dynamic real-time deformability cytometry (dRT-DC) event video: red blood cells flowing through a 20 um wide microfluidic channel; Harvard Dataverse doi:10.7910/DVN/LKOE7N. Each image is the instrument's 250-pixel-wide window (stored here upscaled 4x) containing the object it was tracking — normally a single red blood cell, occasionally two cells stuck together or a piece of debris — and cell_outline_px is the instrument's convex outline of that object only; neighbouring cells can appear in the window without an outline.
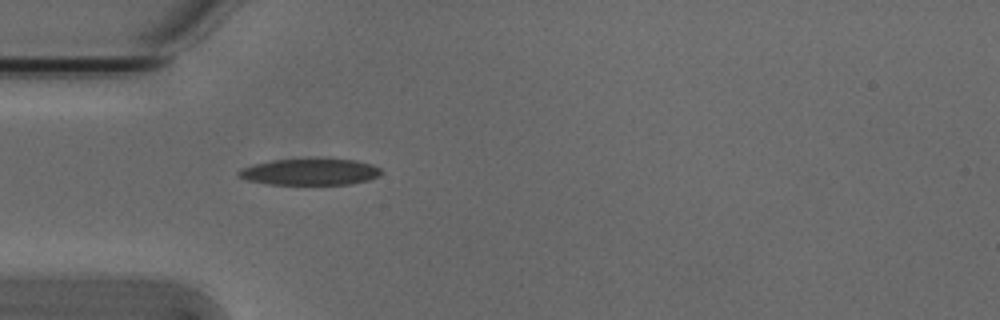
{"species": "Egyptian fruit bat (a non-hibernating species)", "species_latin": "Rousettus aegyptiacus", "temperature_condition": "cold", "stored_images_in_passage": 38, "camera_frame_rate_fps": 3000, "um_per_image_px": 0.085, "animal": {"sex": "male"}, "frame": {"image": 1, "passage_image": 1, "time_ms": 0.0, "image_size_px": [1000, 320], "cell_outline_px": [[384, 172], [380, 176], [368, 180], [348, 184], [268, 184], [248, 180], [240, 176], [236, 172], [240, 168], [272, 160], [316, 156], [356, 160], [372, 164], [380, 168]], "centroid_in_image_um": [26.41, 14.56], "position_along_channel_um": 58.6, "area_um2": 22.77}}
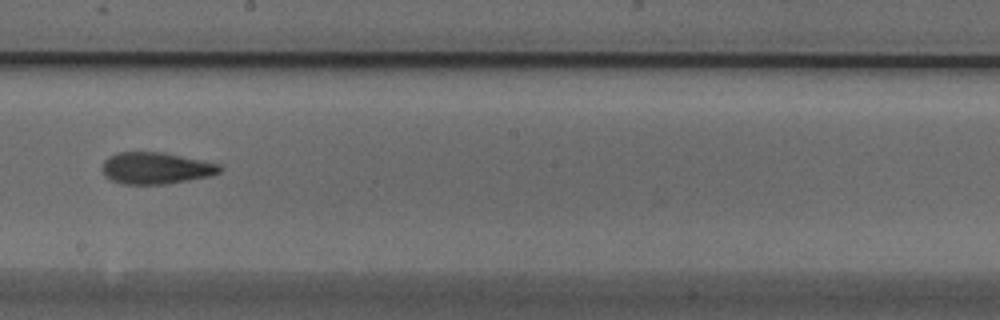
{"frame": {"image": 2, "passage_image": 15, "time_ms": 4.667, "image_size_px": [1000, 320], "cell_outline_px": [[224, 168], [220, 172], [212, 176], [168, 184], [124, 184], [112, 180], [104, 176], [104, 160], [108, 156], [116, 152], [164, 152], [220, 164]], "centroid_in_image_um": [13.29, 14.29], "position_along_channel_um": 234.9, "area_um2": 21.85}}
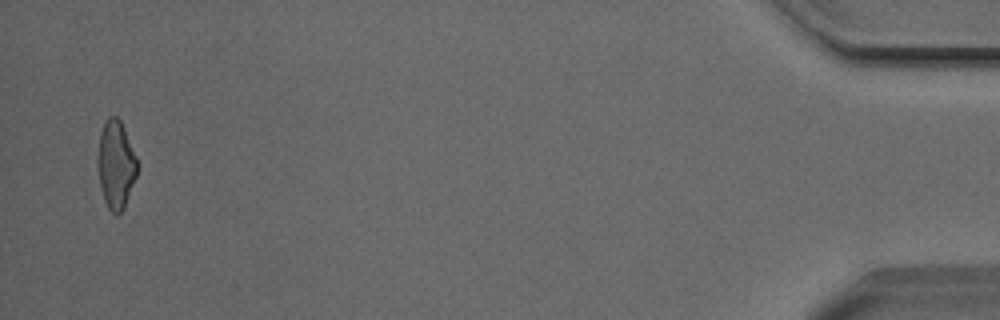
{"frame": {"image": 3, "passage_image": 37, "time_ms": 12.0, "image_size_px": [1000, 320], "cell_outline_px": [[136, 176], [124, 208], [116, 216], [108, 208], [104, 200], [100, 188], [100, 132], [104, 120], [108, 116], [116, 116], [120, 120], [124, 128], [136, 156]], "centroid_in_image_um": [9.87, 13.99], "position_along_channel_um": 425.3, "area_um2": 19.59}, "authors_computed_cell_mechanics": {"area_um2": 21.2993, "velocity_mm_per_s": 3.8503, "shape_relaxation_time_tau1_ms": 4.4923, "shape_relaxation_time_tau2_ms": 2.9295, "deformation_change_tau1": 0.1725, "deformation_change_tau2": 0.1161}}